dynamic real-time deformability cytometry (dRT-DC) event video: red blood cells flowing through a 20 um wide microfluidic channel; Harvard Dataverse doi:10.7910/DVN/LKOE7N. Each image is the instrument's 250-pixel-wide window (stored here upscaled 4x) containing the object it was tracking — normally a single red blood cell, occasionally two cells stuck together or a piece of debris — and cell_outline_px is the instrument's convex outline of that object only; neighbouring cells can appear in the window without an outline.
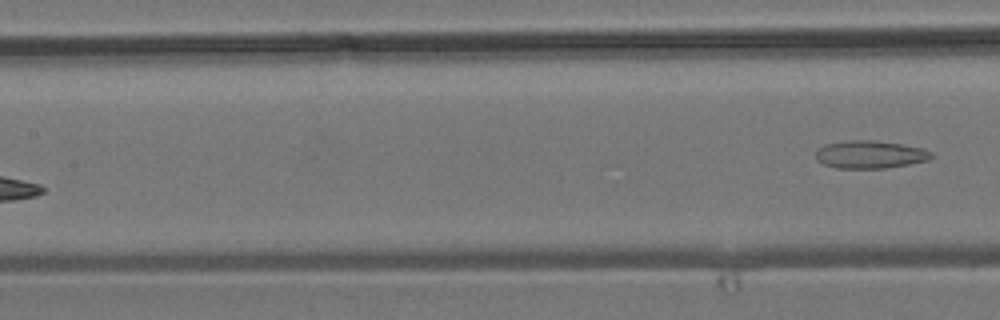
{"species": "common noctule bat (a hibernating species)", "species_latin": "Nyctalus noctula", "temperature_condition": "room temperature", "stored_images_in_passage": 5, "segment_of_instrument_passage": [2, 2], "camera_frame_rate_fps": 3000, "um_per_image_px": 0.085, "animal": {"sex": "male", "body_mass_g": 19.2, "forearm_length_mm": 51.8}, "frame": {"image": 1, "passage_image": 5, "time_ms": 5.0, "image_size_px": [1000, 320], "cell_outline_px": [[936, 156], [928, 160], [908, 164], [884, 168], [836, 168], [824, 164], [816, 160], [816, 152], [824, 144], [852, 140], [872, 140], [904, 144], [924, 148], [932, 152]], "centroid_in_image_um": [74.0, 13.13], "position_along_channel_um": 133.4, "area_um2": 18.79}}